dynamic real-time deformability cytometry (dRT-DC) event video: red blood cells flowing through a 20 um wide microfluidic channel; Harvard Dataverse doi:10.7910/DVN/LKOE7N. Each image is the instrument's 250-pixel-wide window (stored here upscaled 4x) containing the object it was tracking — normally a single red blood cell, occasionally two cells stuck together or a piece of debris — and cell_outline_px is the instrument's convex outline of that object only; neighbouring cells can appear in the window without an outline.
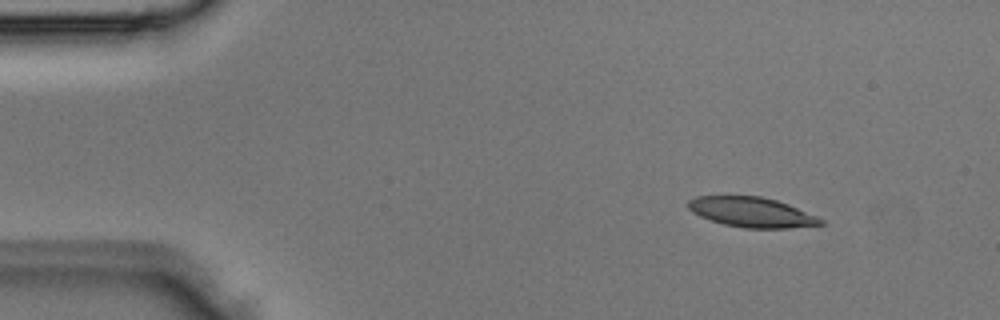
{"species": "Egyptian fruit bat (a non-hibernating species)", "species_latin": "Rousettus aegyptiacus", "temperature_condition": "room temperature", "stored_images_in_passage": 2, "camera_frame_rate_fps": 3000, "um_per_image_px": 0.085, "animal": {"sex": "male"}, "frame": {"image": 1, "passage_image": 1, "time_ms": 0.0, "image_size_px": [1000, 320], "cell_outline_px": [[824, 224], [788, 228], [744, 228], [724, 224], [700, 216], [692, 212], [688, 208], [688, 200], [696, 196], [760, 196], [776, 200], [788, 204], [816, 216], [824, 220]], "centroid_in_image_um": [63.88, 18.03], "position_along_channel_um": 21.1, "area_um2": 22.95}}
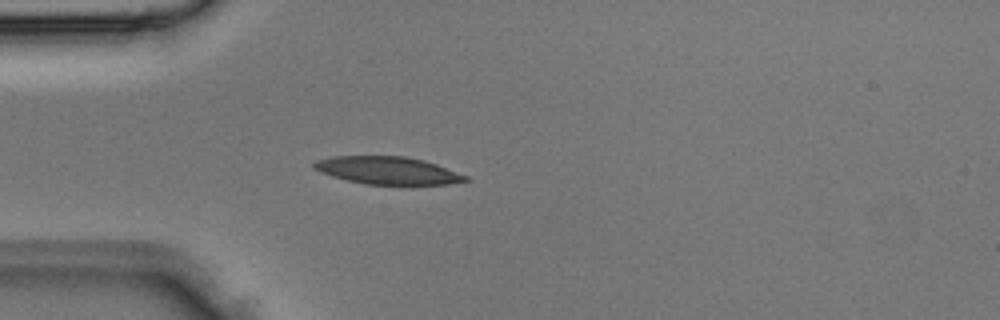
{"frame": {"image": 2, "passage_image": 2, "time_ms": 0.333, "image_size_px": [1000, 320], "cell_outline_px": [[468, 180], [448, 184], [364, 184], [332, 176], [320, 172], [312, 168], [312, 164], [316, 160], [332, 156], [404, 156], [424, 160], [436, 164], [468, 176]], "centroid_in_image_um": [32.91, 14.48], "position_along_channel_um": 52.1, "area_um2": 24.22}}